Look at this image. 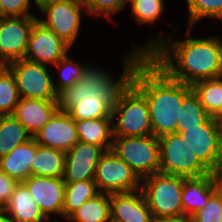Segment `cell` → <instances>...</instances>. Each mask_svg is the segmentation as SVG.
Wrapping results in <instances>:
<instances>
[{
    "instance_id": "e0dca14e",
    "label": "cell",
    "mask_w": 222,
    "mask_h": 222,
    "mask_svg": "<svg viewBox=\"0 0 222 222\" xmlns=\"http://www.w3.org/2000/svg\"><path fill=\"white\" fill-rule=\"evenodd\" d=\"M111 222H154L141 189L110 194Z\"/></svg>"
},
{
    "instance_id": "83f0119b",
    "label": "cell",
    "mask_w": 222,
    "mask_h": 222,
    "mask_svg": "<svg viewBox=\"0 0 222 222\" xmlns=\"http://www.w3.org/2000/svg\"><path fill=\"white\" fill-rule=\"evenodd\" d=\"M99 191L93 179L65 183L62 218L69 217L85 201L94 198Z\"/></svg>"
},
{
    "instance_id": "7bdbcfd3",
    "label": "cell",
    "mask_w": 222,
    "mask_h": 222,
    "mask_svg": "<svg viewBox=\"0 0 222 222\" xmlns=\"http://www.w3.org/2000/svg\"><path fill=\"white\" fill-rule=\"evenodd\" d=\"M134 1H136V0H124L125 7L127 6V4L131 5Z\"/></svg>"
},
{
    "instance_id": "277c9868",
    "label": "cell",
    "mask_w": 222,
    "mask_h": 222,
    "mask_svg": "<svg viewBox=\"0 0 222 222\" xmlns=\"http://www.w3.org/2000/svg\"><path fill=\"white\" fill-rule=\"evenodd\" d=\"M184 177L155 173L141 179V191L155 220L183 218Z\"/></svg>"
},
{
    "instance_id": "e575fe53",
    "label": "cell",
    "mask_w": 222,
    "mask_h": 222,
    "mask_svg": "<svg viewBox=\"0 0 222 222\" xmlns=\"http://www.w3.org/2000/svg\"><path fill=\"white\" fill-rule=\"evenodd\" d=\"M87 15H94L95 17L103 15V17L112 20V15L122 11L125 8L124 0H82Z\"/></svg>"
},
{
    "instance_id": "2e32d148",
    "label": "cell",
    "mask_w": 222,
    "mask_h": 222,
    "mask_svg": "<svg viewBox=\"0 0 222 222\" xmlns=\"http://www.w3.org/2000/svg\"><path fill=\"white\" fill-rule=\"evenodd\" d=\"M33 138L40 146L69 151L79 140L75 120L66 111L57 110Z\"/></svg>"
},
{
    "instance_id": "52a82bcc",
    "label": "cell",
    "mask_w": 222,
    "mask_h": 222,
    "mask_svg": "<svg viewBox=\"0 0 222 222\" xmlns=\"http://www.w3.org/2000/svg\"><path fill=\"white\" fill-rule=\"evenodd\" d=\"M160 173L185 178L201 177L211 172L200 162L178 133L158 137Z\"/></svg>"
},
{
    "instance_id": "603a6c76",
    "label": "cell",
    "mask_w": 222,
    "mask_h": 222,
    "mask_svg": "<svg viewBox=\"0 0 222 222\" xmlns=\"http://www.w3.org/2000/svg\"><path fill=\"white\" fill-rule=\"evenodd\" d=\"M64 166V151L37 144L33 163H31V175L55 178L63 177Z\"/></svg>"
},
{
    "instance_id": "7c38bea8",
    "label": "cell",
    "mask_w": 222,
    "mask_h": 222,
    "mask_svg": "<svg viewBox=\"0 0 222 222\" xmlns=\"http://www.w3.org/2000/svg\"><path fill=\"white\" fill-rule=\"evenodd\" d=\"M37 16L0 17V66L24 58Z\"/></svg>"
},
{
    "instance_id": "d6a6232c",
    "label": "cell",
    "mask_w": 222,
    "mask_h": 222,
    "mask_svg": "<svg viewBox=\"0 0 222 222\" xmlns=\"http://www.w3.org/2000/svg\"><path fill=\"white\" fill-rule=\"evenodd\" d=\"M68 55L69 54L53 65V67L55 66L58 68V72L60 73V79L58 78L57 80L58 83L53 80V84L57 93L79 81L82 76V71L86 66V64H80L79 62H76Z\"/></svg>"
},
{
    "instance_id": "ba28073f",
    "label": "cell",
    "mask_w": 222,
    "mask_h": 222,
    "mask_svg": "<svg viewBox=\"0 0 222 222\" xmlns=\"http://www.w3.org/2000/svg\"><path fill=\"white\" fill-rule=\"evenodd\" d=\"M15 78L20 98L57 100L49 65L19 59L6 65ZM48 68V69H47Z\"/></svg>"
},
{
    "instance_id": "9c48e42d",
    "label": "cell",
    "mask_w": 222,
    "mask_h": 222,
    "mask_svg": "<svg viewBox=\"0 0 222 222\" xmlns=\"http://www.w3.org/2000/svg\"><path fill=\"white\" fill-rule=\"evenodd\" d=\"M99 193H126L141 189V179L114 151H105L93 178Z\"/></svg>"
},
{
    "instance_id": "7402d4cb",
    "label": "cell",
    "mask_w": 222,
    "mask_h": 222,
    "mask_svg": "<svg viewBox=\"0 0 222 222\" xmlns=\"http://www.w3.org/2000/svg\"><path fill=\"white\" fill-rule=\"evenodd\" d=\"M4 210L16 222H40L45 218L23 182L16 185L14 193Z\"/></svg>"
},
{
    "instance_id": "b9f144b4",
    "label": "cell",
    "mask_w": 222,
    "mask_h": 222,
    "mask_svg": "<svg viewBox=\"0 0 222 222\" xmlns=\"http://www.w3.org/2000/svg\"><path fill=\"white\" fill-rule=\"evenodd\" d=\"M51 219V217L49 216V217H45L43 220H41L40 222H62V221H59L58 219L56 220V221H53V220H50ZM64 219H66L65 221L67 222V221H69L70 222V220H69V218L68 217H64ZM64 221V222H65Z\"/></svg>"
},
{
    "instance_id": "7a4b0ae2",
    "label": "cell",
    "mask_w": 222,
    "mask_h": 222,
    "mask_svg": "<svg viewBox=\"0 0 222 222\" xmlns=\"http://www.w3.org/2000/svg\"><path fill=\"white\" fill-rule=\"evenodd\" d=\"M131 83L148 102L152 135L177 133L184 83L171 79L148 56L137 65Z\"/></svg>"
},
{
    "instance_id": "4316f807",
    "label": "cell",
    "mask_w": 222,
    "mask_h": 222,
    "mask_svg": "<svg viewBox=\"0 0 222 222\" xmlns=\"http://www.w3.org/2000/svg\"><path fill=\"white\" fill-rule=\"evenodd\" d=\"M31 138L26 128L13 115H0V158Z\"/></svg>"
},
{
    "instance_id": "836d02e7",
    "label": "cell",
    "mask_w": 222,
    "mask_h": 222,
    "mask_svg": "<svg viewBox=\"0 0 222 222\" xmlns=\"http://www.w3.org/2000/svg\"><path fill=\"white\" fill-rule=\"evenodd\" d=\"M190 222H222V190L218 189L203 209L195 212Z\"/></svg>"
},
{
    "instance_id": "ffe728a7",
    "label": "cell",
    "mask_w": 222,
    "mask_h": 222,
    "mask_svg": "<svg viewBox=\"0 0 222 222\" xmlns=\"http://www.w3.org/2000/svg\"><path fill=\"white\" fill-rule=\"evenodd\" d=\"M36 150L37 143L32 137L0 158V170L18 182H23L31 175V163H33Z\"/></svg>"
},
{
    "instance_id": "d4e9b609",
    "label": "cell",
    "mask_w": 222,
    "mask_h": 222,
    "mask_svg": "<svg viewBox=\"0 0 222 222\" xmlns=\"http://www.w3.org/2000/svg\"><path fill=\"white\" fill-rule=\"evenodd\" d=\"M68 218L70 222H111L110 194H97L85 201Z\"/></svg>"
},
{
    "instance_id": "ee69618b",
    "label": "cell",
    "mask_w": 222,
    "mask_h": 222,
    "mask_svg": "<svg viewBox=\"0 0 222 222\" xmlns=\"http://www.w3.org/2000/svg\"><path fill=\"white\" fill-rule=\"evenodd\" d=\"M221 130H222V119L220 120Z\"/></svg>"
},
{
    "instance_id": "6da1fadb",
    "label": "cell",
    "mask_w": 222,
    "mask_h": 222,
    "mask_svg": "<svg viewBox=\"0 0 222 222\" xmlns=\"http://www.w3.org/2000/svg\"><path fill=\"white\" fill-rule=\"evenodd\" d=\"M187 37L172 39L173 34L162 32L151 38L141 47L132 44L131 50L146 54L171 79L192 85L197 81L222 77V38ZM138 46V47H137Z\"/></svg>"
},
{
    "instance_id": "5bb4252c",
    "label": "cell",
    "mask_w": 222,
    "mask_h": 222,
    "mask_svg": "<svg viewBox=\"0 0 222 222\" xmlns=\"http://www.w3.org/2000/svg\"><path fill=\"white\" fill-rule=\"evenodd\" d=\"M23 183L45 217H51L54 214L62 216L65 195L63 177L30 175Z\"/></svg>"
},
{
    "instance_id": "ab89813d",
    "label": "cell",
    "mask_w": 222,
    "mask_h": 222,
    "mask_svg": "<svg viewBox=\"0 0 222 222\" xmlns=\"http://www.w3.org/2000/svg\"><path fill=\"white\" fill-rule=\"evenodd\" d=\"M0 222H16L4 209H0Z\"/></svg>"
},
{
    "instance_id": "f1b7e54d",
    "label": "cell",
    "mask_w": 222,
    "mask_h": 222,
    "mask_svg": "<svg viewBox=\"0 0 222 222\" xmlns=\"http://www.w3.org/2000/svg\"><path fill=\"white\" fill-rule=\"evenodd\" d=\"M19 100L13 74L6 66H0V115H12Z\"/></svg>"
},
{
    "instance_id": "ac0fdd59",
    "label": "cell",
    "mask_w": 222,
    "mask_h": 222,
    "mask_svg": "<svg viewBox=\"0 0 222 222\" xmlns=\"http://www.w3.org/2000/svg\"><path fill=\"white\" fill-rule=\"evenodd\" d=\"M59 109L57 100H36L20 98L13 116L33 137Z\"/></svg>"
},
{
    "instance_id": "60d3db41",
    "label": "cell",
    "mask_w": 222,
    "mask_h": 222,
    "mask_svg": "<svg viewBox=\"0 0 222 222\" xmlns=\"http://www.w3.org/2000/svg\"><path fill=\"white\" fill-rule=\"evenodd\" d=\"M154 222H190L188 218L155 220Z\"/></svg>"
},
{
    "instance_id": "d6986e66",
    "label": "cell",
    "mask_w": 222,
    "mask_h": 222,
    "mask_svg": "<svg viewBox=\"0 0 222 222\" xmlns=\"http://www.w3.org/2000/svg\"><path fill=\"white\" fill-rule=\"evenodd\" d=\"M218 190L214 172L201 177L185 178L182 189L183 218H190L203 209L208 199Z\"/></svg>"
},
{
    "instance_id": "4fadbf2b",
    "label": "cell",
    "mask_w": 222,
    "mask_h": 222,
    "mask_svg": "<svg viewBox=\"0 0 222 222\" xmlns=\"http://www.w3.org/2000/svg\"><path fill=\"white\" fill-rule=\"evenodd\" d=\"M71 46L47 28L39 19L34 23L24 59L44 65H55Z\"/></svg>"
},
{
    "instance_id": "4dcf8cb0",
    "label": "cell",
    "mask_w": 222,
    "mask_h": 222,
    "mask_svg": "<svg viewBox=\"0 0 222 222\" xmlns=\"http://www.w3.org/2000/svg\"><path fill=\"white\" fill-rule=\"evenodd\" d=\"M188 8L187 28L205 18H216L222 21V0H186Z\"/></svg>"
},
{
    "instance_id": "5b68a950",
    "label": "cell",
    "mask_w": 222,
    "mask_h": 222,
    "mask_svg": "<svg viewBox=\"0 0 222 222\" xmlns=\"http://www.w3.org/2000/svg\"><path fill=\"white\" fill-rule=\"evenodd\" d=\"M111 116L113 137L152 135L148 102L132 83L121 93Z\"/></svg>"
},
{
    "instance_id": "44dd1931",
    "label": "cell",
    "mask_w": 222,
    "mask_h": 222,
    "mask_svg": "<svg viewBox=\"0 0 222 222\" xmlns=\"http://www.w3.org/2000/svg\"><path fill=\"white\" fill-rule=\"evenodd\" d=\"M112 122V118L75 120L79 142L100 146L105 151L111 150L113 144Z\"/></svg>"
},
{
    "instance_id": "484cf974",
    "label": "cell",
    "mask_w": 222,
    "mask_h": 222,
    "mask_svg": "<svg viewBox=\"0 0 222 222\" xmlns=\"http://www.w3.org/2000/svg\"><path fill=\"white\" fill-rule=\"evenodd\" d=\"M209 116L191 86L184 84V100L177 120V133L184 131V128L197 127Z\"/></svg>"
},
{
    "instance_id": "d590c367",
    "label": "cell",
    "mask_w": 222,
    "mask_h": 222,
    "mask_svg": "<svg viewBox=\"0 0 222 222\" xmlns=\"http://www.w3.org/2000/svg\"><path fill=\"white\" fill-rule=\"evenodd\" d=\"M32 7L28 0H0V17L36 16L29 13Z\"/></svg>"
},
{
    "instance_id": "1f68e13d",
    "label": "cell",
    "mask_w": 222,
    "mask_h": 222,
    "mask_svg": "<svg viewBox=\"0 0 222 222\" xmlns=\"http://www.w3.org/2000/svg\"><path fill=\"white\" fill-rule=\"evenodd\" d=\"M164 0H136L131 4V16L140 26L161 20L164 12Z\"/></svg>"
},
{
    "instance_id": "8d00e7d4",
    "label": "cell",
    "mask_w": 222,
    "mask_h": 222,
    "mask_svg": "<svg viewBox=\"0 0 222 222\" xmlns=\"http://www.w3.org/2000/svg\"><path fill=\"white\" fill-rule=\"evenodd\" d=\"M19 182L0 170V209L9 203L12 194Z\"/></svg>"
},
{
    "instance_id": "f546056e",
    "label": "cell",
    "mask_w": 222,
    "mask_h": 222,
    "mask_svg": "<svg viewBox=\"0 0 222 222\" xmlns=\"http://www.w3.org/2000/svg\"><path fill=\"white\" fill-rule=\"evenodd\" d=\"M67 113L74 120L112 118V108L100 99H82L72 106Z\"/></svg>"
},
{
    "instance_id": "cb8c5ba5",
    "label": "cell",
    "mask_w": 222,
    "mask_h": 222,
    "mask_svg": "<svg viewBox=\"0 0 222 222\" xmlns=\"http://www.w3.org/2000/svg\"><path fill=\"white\" fill-rule=\"evenodd\" d=\"M205 111L220 121L222 119V77L200 80L191 85Z\"/></svg>"
},
{
    "instance_id": "30bf717a",
    "label": "cell",
    "mask_w": 222,
    "mask_h": 222,
    "mask_svg": "<svg viewBox=\"0 0 222 222\" xmlns=\"http://www.w3.org/2000/svg\"><path fill=\"white\" fill-rule=\"evenodd\" d=\"M200 162L214 172L222 158V130L220 121L209 116L197 127L184 128L179 133Z\"/></svg>"
},
{
    "instance_id": "8fae6325",
    "label": "cell",
    "mask_w": 222,
    "mask_h": 222,
    "mask_svg": "<svg viewBox=\"0 0 222 222\" xmlns=\"http://www.w3.org/2000/svg\"><path fill=\"white\" fill-rule=\"evenodd\" d=\"M82 10L87 13L82 0L57 1L40 10L46 18L39 21L72 47L80 32Z\"/></svg>"
},
{
    "instance_id": "3957f363",
    "label": "cell",
    "mask_w": 222,
    "mask_h": 222,
    "mask_svg": "<svg viewBox=\"0 0 222 222\" xmlns=\"http://www.w3.org/2000/svg\"><path fill=\"white\" fill-rule=\"evenodd\" d=\"M126 53L122 59L124 68L117 80L101 66L87 63L82 71L81 79L58 93L59 110L67 112L82 99L104 100L113 108L121 93L132 82V76L137 65L147 56L133 49L129 52L126 51Z\"/></svg>"
},
{
    "instance_id": "8992f818",
    "label": "cell",
    "mask_w": 222,
    "mask_h": 222,
    "mask_svg": "<svg viewBox=\"0 0 222 222\" xmlns=\"http://www.w3.org/2000/svg\"><path fill=\"white\" fill-rule=\"evenodd\" d=\"M112 150L140 179L160 172L159 140L144 137H113Z\"/></svg>"
},
{
    "instance_id": "f35d334b",
    "label": "cell",
    "mask_w": 222,
    "mask_h": 222,
    "mask_svg": "<svg viewBox=\"0 0 222 222\" xmlns=\"http://www.w3.org/2000/svg\"><path fill=\"white\" fill-rule=\"evenodd\" d=\"M30 5L31 3H33L35 5V7H37L40 10H42L46 5L57 2V1H61V0H28Z\"/></svg>"
},
{
    "instance_id": "9a60e30c",
    "label": "cell",
    "mask_w": 222,
    "mask_h": 222,
    "mask_svg": "<svg viewBox=\"0 0 222 222\" xmlns=\"http://www.w3.org/2000/svg\"><path fill=\"white\" fill-rule=\"evenodd\" d=\"M104 152L100 146L78 141L65 152L64 182L75 183L93 179L95 168Z\"/></svg>"
},
{
    "instance_id": "74e56055",
    "label": "cell",
    "mask_w": 222,
    "mask_h": 222,
    "mask_svg": "<svg viewBox=\"0 0 222 222\" xmlns=\"http://www.w3.org/2000/svg\"><path fill=\"white\" fill-rule=\"evenodd\" d=\"M218 189L222 190V158L219 161L217 169L214 171Z\"/></svg>"
}]
</instances>
